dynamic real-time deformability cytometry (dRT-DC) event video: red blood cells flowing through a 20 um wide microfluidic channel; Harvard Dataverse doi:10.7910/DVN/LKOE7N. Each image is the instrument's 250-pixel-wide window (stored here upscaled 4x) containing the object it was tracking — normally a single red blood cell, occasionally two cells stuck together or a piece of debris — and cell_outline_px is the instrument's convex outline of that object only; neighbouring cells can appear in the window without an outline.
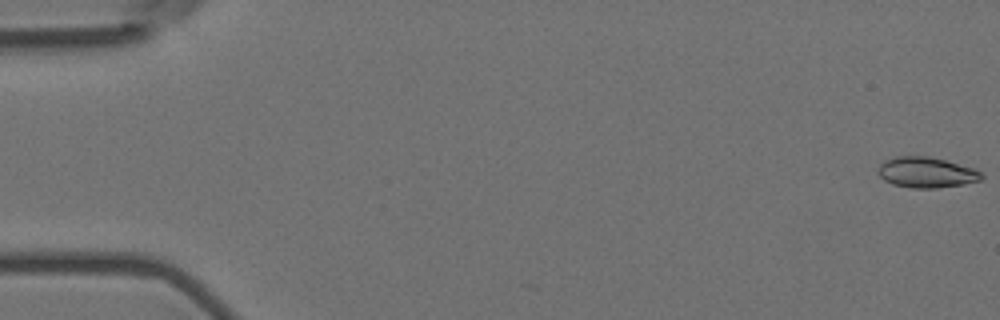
{"species": "Egyptian fruit bat (a non-hibernating species)", "species_latin": "Rousettus aegyptiacus", "temperature_condition": "room temperature", "stored_images_in_passage": 6, "camera_frame_rate_fps": 3000, "um_per_image_px": 0.085, "animal": {"sex": "female"}, "frame": {"image": 1, "passage_image": 1, "time_ms": 0.0, "image_size_px": [1000, 320], "cell_outline_px": [[984, 176], [980, 180], [964, 184], [936, 188], [912, 188], [892, 184], [884, 180], [876, 172], [880, 164], [884, 160], [896, 156], [928, 156], [976, 168]], "centroid_in_image_um": [78.72, 14.65], "position_along_channel_um": 6.3, "area_um2": 18.55}}
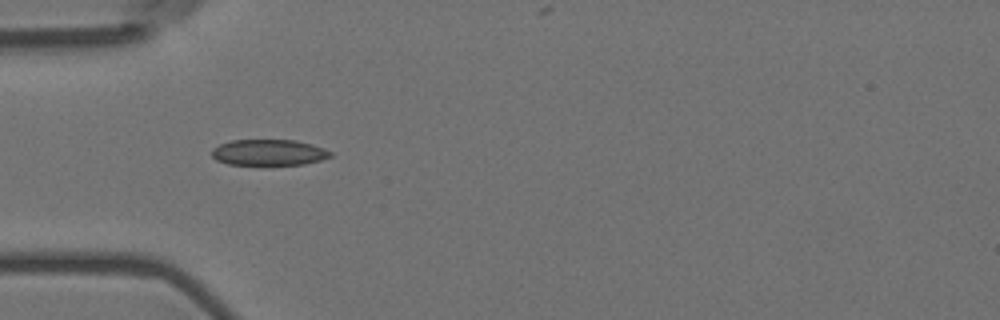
{"frame": {"image": 2, "passage_image": 5, "time_ms": 1.333, "image_size_px": [1000, 320], "cell_outline_px": [[332, 156], [320, 160], [304, 164], [228, 164], [216, 160], [212, 156], [212, 148], [220, 144], [232, 140], [296, 140], [312, 144], [324, 148], [332, 152]], "centroid_in_image_um": [22.85, 12.95], "position_along_channel_um": 62.1, "area_um2": 17.86}}
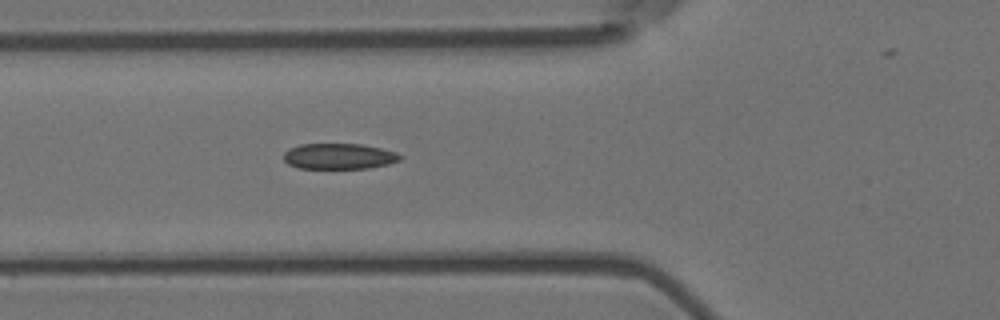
{"frame": {"image": 3, "passage_image": 6, "time_ms": 1.667, "image_size_px": [1000, 320], "cell_outline_px": [[404, 156], [400, 160], [388, 164], [368, 168], [300, 168], [288, 164], [284, 160], [284, 152], [288, 148], [300, 144], [360, 144], [380, 148], [396, 152]], "centroid_in_image_um": [28.81, 13.28], "position_along_channel_um": 97.0, "area_um2": 17.46}}